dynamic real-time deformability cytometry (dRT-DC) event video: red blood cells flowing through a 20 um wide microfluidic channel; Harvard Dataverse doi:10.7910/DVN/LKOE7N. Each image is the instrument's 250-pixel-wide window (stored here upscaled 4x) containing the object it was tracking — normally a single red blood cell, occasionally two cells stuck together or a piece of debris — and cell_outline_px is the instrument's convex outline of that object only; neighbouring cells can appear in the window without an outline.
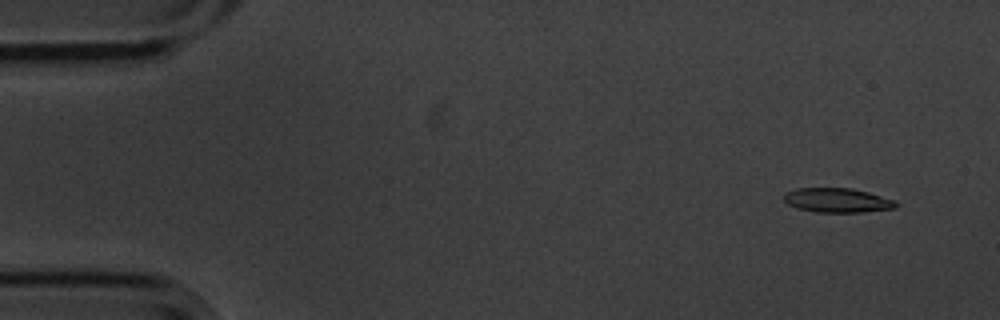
{"species": "common noctule bat (a hibernating species)", "species_latin": "Nyctalus noctula", "temperature_condition": "cold", "stored_images_in_passage": 5, "camera_frame_rate_fps": 3000, "um_per_image_px": 0.085, "animal": {"sex": "male", "body_mass_g": 20.1, "forearm_length_mm": 53.5}, "frame": {"image": 1, "passage_image": 1, "time_ms": 0.0, "image_size_px": [1000, 320], "cell_outline_px": [[896, 208], [860, 212], [816, 212], [796, 208], [788, 204], [784, 200], [784, 192], [796, 188], [852, 188], [868, 192], [892, 200], [896, 204]], "centroid_in_image_um": [71.1, 17.02], "position_along_channel_um": 13.9, "area_um2": 15.78}}
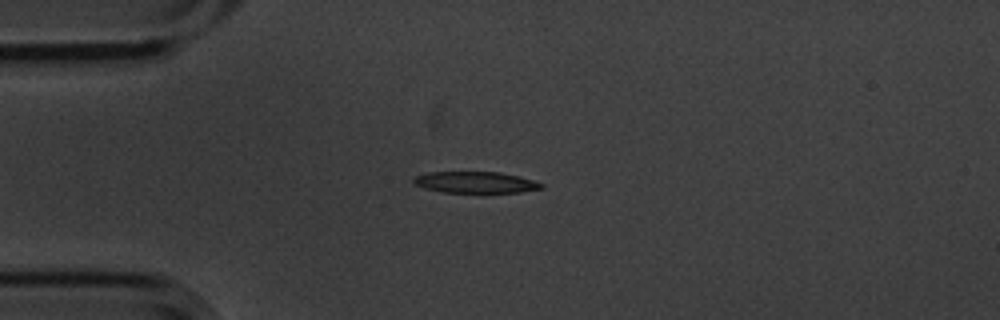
{"frame": {"image": 2, "passage_image": 4, "time_ms": 1.0, "image_size_px": [1000, 320], "cell_outline_px": [[544, 188], [520, 192], [444, 192], [424, 188], [416, 184], [412, 180], [416, 176], [428, 172], [500, 172], [532, 180], [544, 184]], "centroid_in_image_um": [40.42, 15.49], "position_along_channel_um": 44.6, "area_um2": 15.66}}